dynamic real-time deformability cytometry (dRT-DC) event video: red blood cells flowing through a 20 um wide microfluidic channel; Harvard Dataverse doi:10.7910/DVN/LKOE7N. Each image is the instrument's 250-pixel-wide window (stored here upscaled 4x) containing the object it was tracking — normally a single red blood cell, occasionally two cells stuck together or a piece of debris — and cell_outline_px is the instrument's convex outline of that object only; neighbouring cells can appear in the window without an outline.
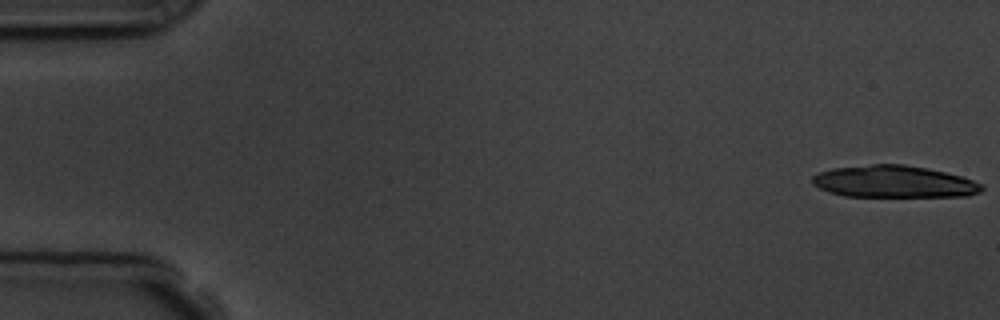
{"species": "common noctule bat (a hibernating species)", "species_latin": "Nyctalus noctula", "temperature_condition": "room temperature", "stored_images_in_passage": 10, "camera_frame_rate_fps": 3000, "um_per_image_px": 0.085, "animal": {"sex": "male", "body_mass_g": 19.5, "forearm_length_mm": 54.6}, "frame": {"image": 1, "passage_image": 1, "time_ms": 0.0, "image_size_px": [1000, 320], "cell_outline_px": [[984, 188], [980, 192], [968, 196], [844, 196], [828, 192], [812, 184], [812, 176], [820, 172], [832, 168], [872, 164], [904, 164], [928, 168], [960, 176], [984, 184]], "centroid_in_image_um": [75.98, 15.44], "position_along_channel_um": 9.0, "area_um2": 31.62}}
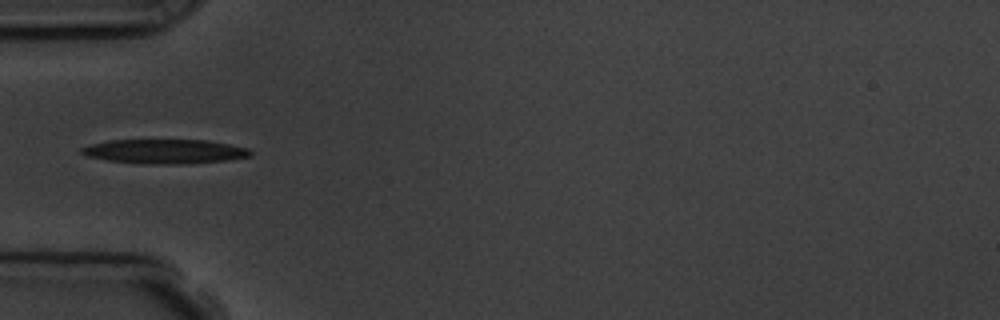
{"frame": {"image": 2, "passage_image": 6, "time_ms": 5.667, "image_size_px": [1000, 320], "cell_outline_px": [[252, 156], [228, 160], [184, 164], [148, 164], [108, 160], [88, 156], [80, 152], [80, 148], [92, 144], [108, 140], [208, 140], [248, 148], [252, 152]], "centroid_in_image_um": [14.04, 12.87], "position_along_channel_um": 71.0, "area_um2": 23.93}}